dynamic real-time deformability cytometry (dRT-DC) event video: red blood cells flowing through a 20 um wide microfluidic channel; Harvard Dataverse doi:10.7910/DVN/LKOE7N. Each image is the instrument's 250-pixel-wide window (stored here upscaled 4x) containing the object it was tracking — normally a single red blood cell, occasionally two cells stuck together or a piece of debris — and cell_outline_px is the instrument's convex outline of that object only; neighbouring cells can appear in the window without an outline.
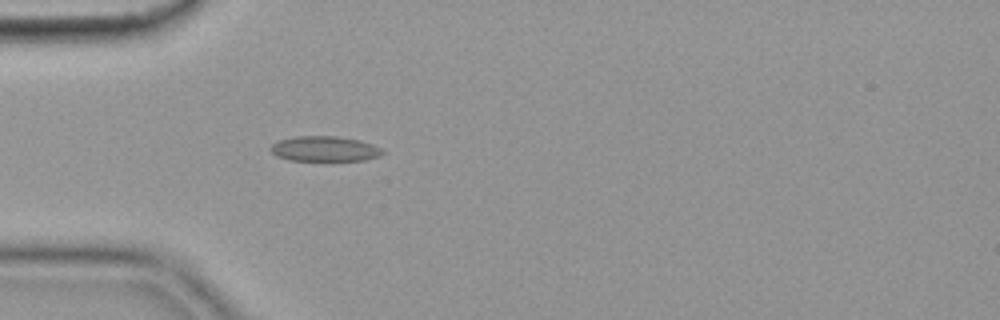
{"species": "common noctule bat (a hibernating species)", "species_latin": "Nyctalus noctula", "temperature_condition": "cold", "stored_images_in_passage": 40, "camera_frame_rate_fps": 3000, "um_per_image_px": 0.085, "animal": {"sex": "female", "body_mass_g": 19.9}, "frame": {"image": 1, "passage_image": 1, "time_ms": 0.0, "image_size_px": [1000, 320], "cell_outline_px": [[384, 152], [380, 156], [364, 160], [324, 164], [288, 160], [276, 156], [268, 148], [276, 140], [296, 136], [336, 136], [360, 140], [372, 144], [380, 148]], "centroid_in_image_um": [27.55, 12.71], "position_along_channel_um": 57.4, "area_um2": 17.57}}
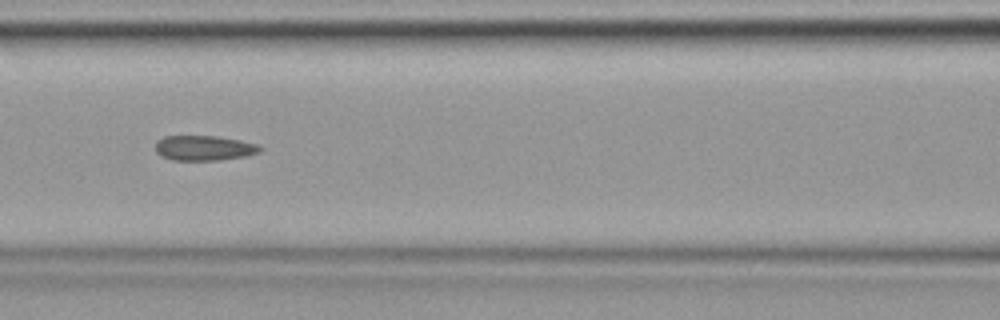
{"frame": {"image": 2, "passage_image": 9, "time_ms": 2.667, "image_size_px": [1000, 320], "cell_outline_px": [[264, 148], [260, 152], [244, 156], [216, 160], [172, 160], [160, 156], [156, 152], [156, 140], [164, 136], [216, 136], [240, 140], [256, 144]], "centroid_in_image_um": [17.32, 12.58], "position_along_channel_um": 149.3, "area_um2": 15.26}}
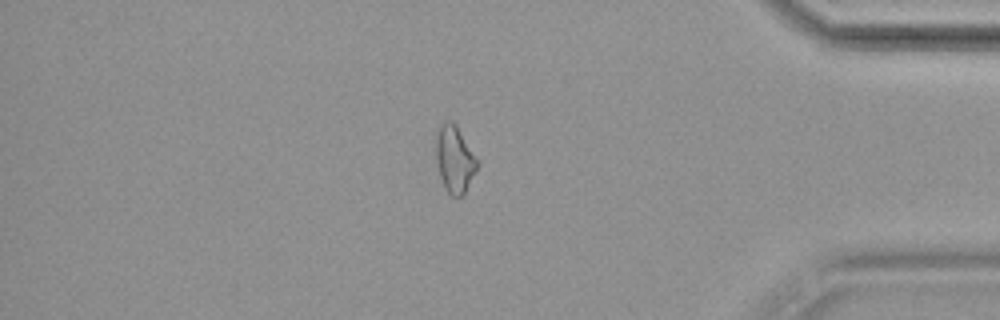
{"frame": {"image": 3, "passage_image": 32, "time_ms": 10.333, "image_size_px": [1000, 320], "cell_outline_px": [[480, 160], [476, 172], [464, 192], [460, 196], [452, 196], [444, 188], [440, 176], [436, 160], [436, 136], [440, 124], [444, 120], [452, 120], [456, 124]], "centroid_in_image_um": [38.66, 13.48], "position_along_channel_um": 396.5, "area_um2": 16.36}, "authors_computed_cell_mechanics": {"area_um2": 15.7216, "velocity_mm_per_s": 3.6127, "shape_relaxation_time_tau1_ms": null, "shape_relaxation_time_tau2_ms": 4.9601, "deformation_change_tau1": null, "deformation_change_tau2": 0.1206}}